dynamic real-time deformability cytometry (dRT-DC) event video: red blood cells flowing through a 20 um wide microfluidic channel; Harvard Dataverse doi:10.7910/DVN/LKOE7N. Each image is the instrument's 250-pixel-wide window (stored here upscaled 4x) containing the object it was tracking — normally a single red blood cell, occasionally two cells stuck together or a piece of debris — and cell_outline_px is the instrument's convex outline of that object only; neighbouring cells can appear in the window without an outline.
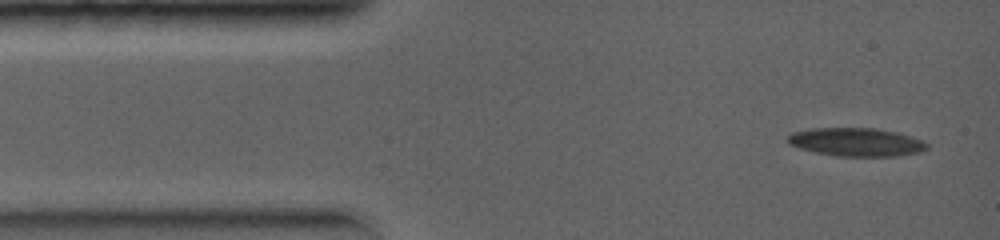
{"species": "common noctule bat (a hibernating species)", "species_latin": "Nyctalus noctula", "temperature_condition": "warm", "stored_images_in_passage": 29, "camera_frame_rate_fps": 5000, "um_per_image_px": 0.085, "animal": {"sex": "female", "body_mass_g": 19.0, "forearm_length_mm": 56.7}, "frame": {"image": 1, "passage_image": 1, "time_ms": 0.0, "image_size_px": [1000, 240], "cell_outline_px": [[928, 148], [920, 152], [896, 156], [836, 156], [816, 152], [800, 148], [788, 144], [788, 136], [792, 132], [812, 128], [876, 128], [896, 132], [924, 140], [928, 144]], "centroid_in_image_um": [72.8, 12.07], "position_along_channel_um": 12.2, "area_um2": 23.0}}
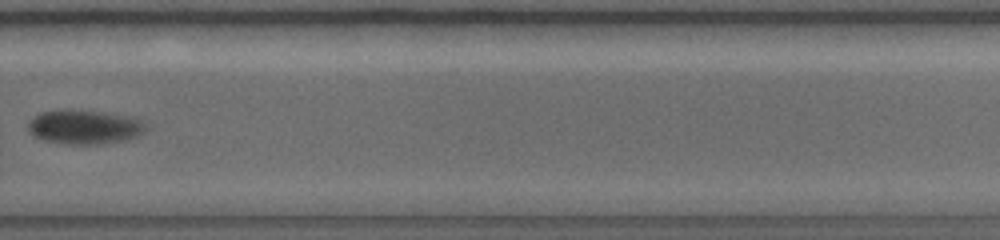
{"frame": {"image": 2, "passage_image": 20, "time_ms": 6.0, "image_size_px": [1000, 240], "cell_outline_px": [[152, 128], [128, 140], [100, 144], [68, 144], [44, 140], [28, 132], [28, 124], [32, 116], [40, 112], [104, 112], [124, 116], [140, 120]], "centroid_in_image_um": [7.23, 10.84], "position_along_channel_um": 322.6, "area_um2": 22.89}}
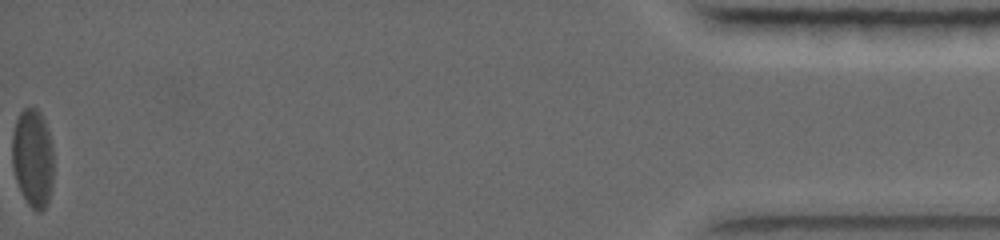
{"frame": {"image": 3, "passage_image": 29, "time_ms": 9.8, "image_size_px": [1000, 240], "cell_outline_px": [[52, 184], [48, 200], [44, 208], [40, 212], [36, 212], [28, 204], [16, 180], [12, 164], [12, 132], [16, 120], [20, 112], [24, 108], [32, 104], [40, 112], [44, 120], [52, 144]], "centroid_in_image_um": [2.77, 13.38], "position_along_channel_um": 432.4, "area_um2": 23.76}}